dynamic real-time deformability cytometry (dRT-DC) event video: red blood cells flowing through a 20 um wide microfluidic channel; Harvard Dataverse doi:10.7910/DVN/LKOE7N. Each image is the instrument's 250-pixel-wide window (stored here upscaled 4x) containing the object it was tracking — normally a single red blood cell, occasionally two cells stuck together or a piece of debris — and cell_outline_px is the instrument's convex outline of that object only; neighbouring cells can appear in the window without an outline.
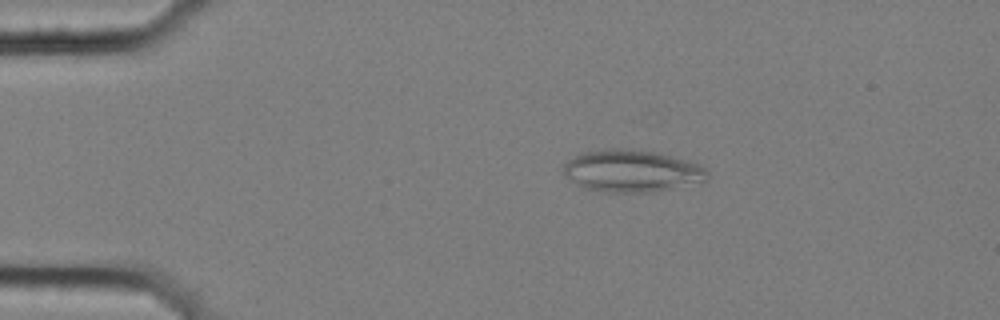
{"species": "common noctule bat (a hibernating species)", "species_latin": "Nyctalus noctula", "temperature_condition": "cold", "stored_images_in_passage": 39, "camera_frame_rate_fps": 3000, "um_per_image_px": 0.085, "animal": {"sex": "female", "body_mass_g": 25.1}, "frame": {"image": 1, "passage_image": 10, "time_ms": 3.0, "image_size_px": [1000, 320], "cell_outline_px": [[708, 176], [704, 180], [668, 188], [644, 192], [616, 192], [584, 188], [568, 176], [564, 172], [564, 164], [568, 160], [584, 152], [604, 148], [628, 148], [660, 152], [700, 164], [708, 172]], "centroid_in_image_um": [53.7, 14.48], "position_along_channel_um": 31.3, "area_um2": 34.68}}
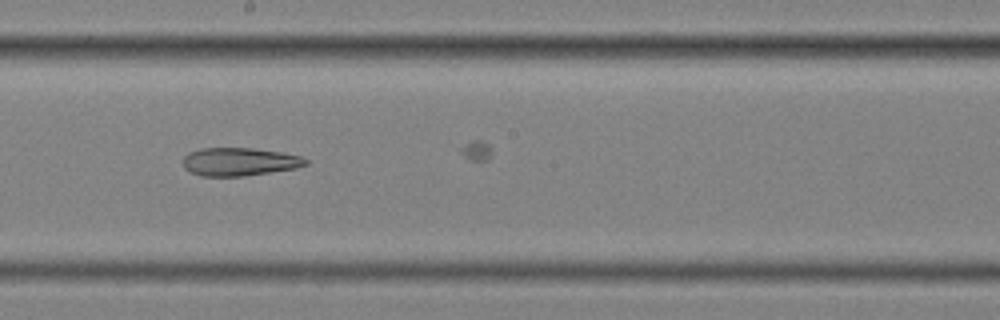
{"frame": {"image": 2, "passage_image": 31, "time_ms": 10.0, "image_size_px": [1000, 320], "cell_outline_px": [[308, 164], [296, 168], [244, 176], [200, 176], [184, 168], [184, 156], [188, 152], [200, 148], [252, 148], [280, 152], [300, 156], [308, 160]], "centroid_in_image_um": [20.34, 13.74], "position_along_channel_um": 227.9, "area_um2": 20.06}}
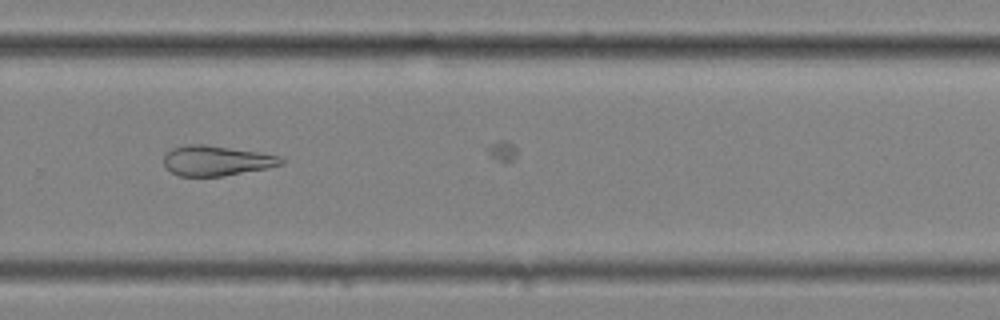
{"frame": {"image": 3, "passage_image": 38, "time_ms": 12.333, "image_size_px": [1000, 320], "cell_outline_px": [[284, 164], [268, 168], [224, 176], [180, 176], [172, 172], [164, 164], [164, 156], [172, 148], [184, 144], [204, 144], [256, 152], [280, 156], [284, 160]], "centroid_in_image_um": [18.4, 13.66], "position_along_channel_um": 311.4, "area_um2": 20.46}}